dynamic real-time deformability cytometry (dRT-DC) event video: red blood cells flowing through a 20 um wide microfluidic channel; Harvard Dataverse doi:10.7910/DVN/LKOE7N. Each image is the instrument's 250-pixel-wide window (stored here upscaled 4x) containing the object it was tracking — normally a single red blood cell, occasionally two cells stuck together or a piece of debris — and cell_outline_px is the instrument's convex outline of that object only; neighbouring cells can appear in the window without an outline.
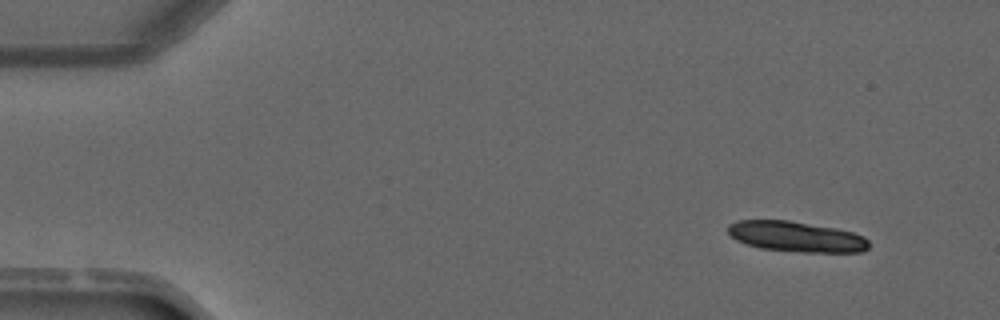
{"species": "common noctule bat (a hibernating species)", "species_latin": "Nyctalus noctula", "temperature_condition": "warm", "stored_images_in_passage": 3, "camera_frame_rate_fps": 3000, "um_per_image_px": 0.085, "animal": {"sex": "male", "forearm_length_mm": 52.5}, "frame": {"image": 1, "passage_image": 1, "time_ms": 0.0, "image_size_px": [1000, 320], "cell_outline_px": [[868, 248], [864, 252], [804, 252], [760, 248], [736, 240], [728, 232], [728, 224], [740, 220], [788, 220], [836, 228], [852, 232], [864, 236], [868, 240]], "centroid_in_image_um": [67.7, 20.11], "position_along_channel_um": 17.3, "area_um2": 24.91}}